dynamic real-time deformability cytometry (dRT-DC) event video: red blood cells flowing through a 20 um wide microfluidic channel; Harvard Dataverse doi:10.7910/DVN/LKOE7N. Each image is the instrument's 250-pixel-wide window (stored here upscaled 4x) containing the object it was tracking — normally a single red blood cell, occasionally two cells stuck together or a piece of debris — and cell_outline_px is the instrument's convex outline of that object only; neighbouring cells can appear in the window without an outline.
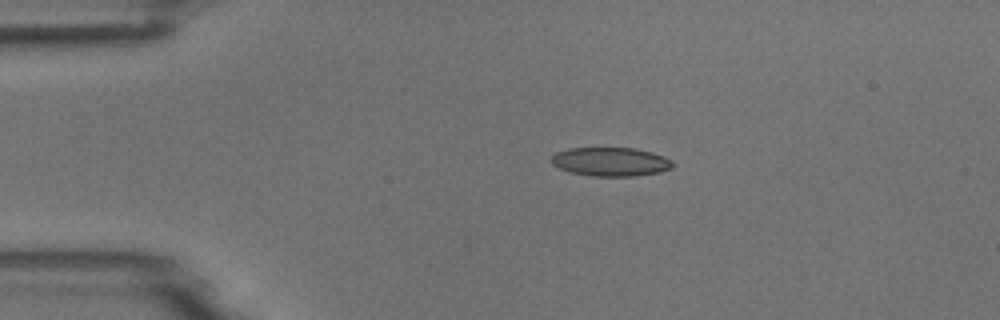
{"species": "common noctule bat (a hibernating species)", "species_latin": "Nyctalus noctula", "temperature_condition": "room temperature", "stored_images_in_passage": 5, "camera_frame_rate_fps": 3000, "um_per_image_px": 0.085, "animal": {"sex": "male", "body_mass_g": 18.8}, "frame": {"image": 1, "passage_image": 2, "time_ms": 1.0, "image_size_px": [1000, 320], "cell_outline_px": [[672, 168], [660, 172], [636, 176], [592, 176], [572, 172], [560, 168], [552, 164], [552, 156], [556, 152], [568, 148], [636, 148], [652, 152], [664, 156], [672, 160]], "centroid_in_image_um": [51.93, 13.74], "position_along_channel_um": 33.1, "area_um2": 20.35}}
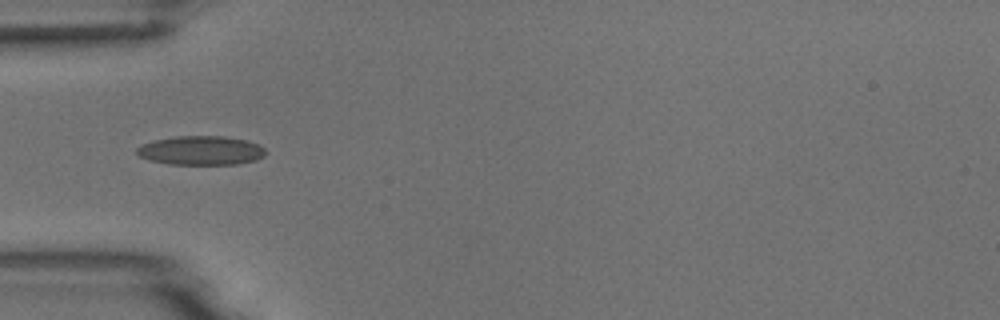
{"frame": {"image": 2, "passage_image": 3, "time_ms": 3.0, "image_size_px": [1000, 320], "cell_outline_px": [[268, 152], [264, 156], [256, 160], [236, 164], [168, 164], [148, 160], [140, 156], [136, 152], [136, 148], [140, 144], [152, 140], [176, 136], [224, 136], [248, 140], [260, 144]], "centroid_in_image_um": [17.09, 12.78], "position_along_channel_um": 67.9, "area_um2": 22.14}}